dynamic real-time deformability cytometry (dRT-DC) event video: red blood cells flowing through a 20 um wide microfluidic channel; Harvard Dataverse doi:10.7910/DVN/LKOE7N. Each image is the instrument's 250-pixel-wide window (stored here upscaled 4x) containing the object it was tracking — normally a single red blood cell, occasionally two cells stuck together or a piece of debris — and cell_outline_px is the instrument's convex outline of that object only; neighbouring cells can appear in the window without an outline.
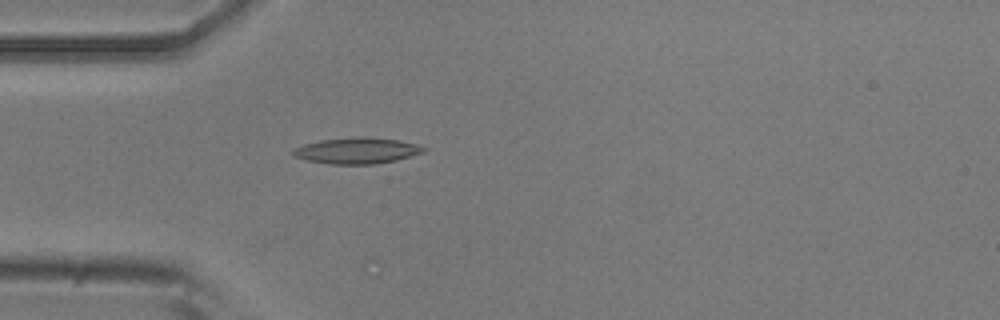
{"species": "common noctule bat (a hibernating species)", "species_latin": "Nyctalus noctula", "temperature_condition": "room temperature", "stored_images_in_passage": 13, "camera_frame_rate_fps": 3000, "um_per_image_px": 0.085, "animal": {"sex": "male", "body_mass_g": 20.5, "forearm_length_mm": 52.5}, "frame": {"image": 1, "passage_image": 1, "time_ms": 0.0, "image_size_px": [1000, 320], "cell_outline_px": [[428, 148], [424, 152], [396, 160], [376, 164], [332, 164], [308, 160], [292, 156], [292, 152], [296, 148], [304, 144], [320, 140], [360, 136], [364, 136], [400, 140], [416, 144]], "centroid_in_image_um": [30.37, 12.8], "position_along_channel_um": 54.6, "area_um2": 19.83}}
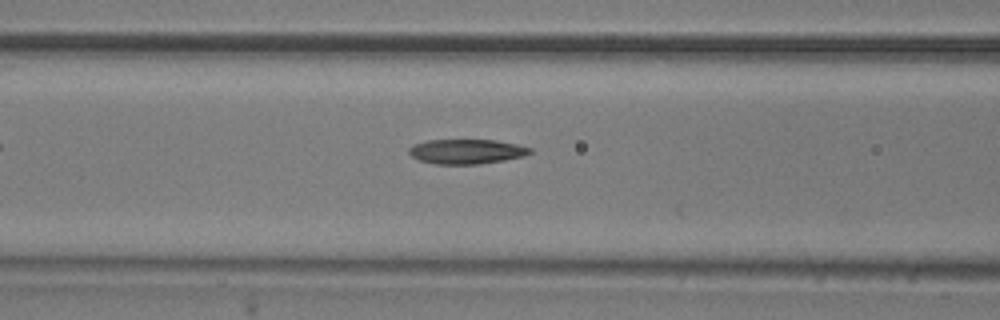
{"frame": {"image": 2, "passage_image": 7, "time_ms": 2.0, "image_size_px": [1000, 320], "cell_outline_px": [[532, 152], [524, 156], [504, 160], [480, 164], [436, 164], [420, 160], [412, 156], [408, 152], [408, 148], [412, 144], [428, 140], [496, 140], [516, 144], [532, 148]], "centroid_in_image_um": [39.65, 12.87], "position_along_channel_um": 127.0, "area_um2": 17.46}}
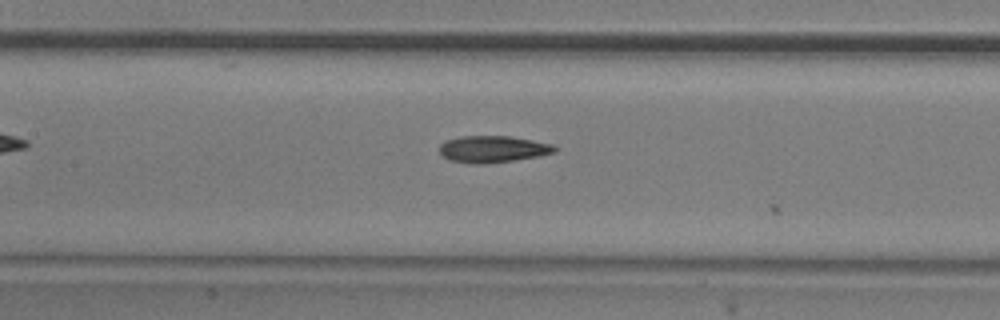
{"frame": {"image": 3, "passage_image": 10, "time_ms": 3.0, "image_size_px": [1000, 320], "cell_outline_px": [[556, 152], [540, 156], [484, 164], [472, 164], [448, 160], [440, 156], [440, 144], [444, 140], [460, 136], [508, 136], [556, 144]], "centroid_in_image_um": [41.86, 12.67], "position_along_channel_um": 165.5, "area_um2": 18.21}}